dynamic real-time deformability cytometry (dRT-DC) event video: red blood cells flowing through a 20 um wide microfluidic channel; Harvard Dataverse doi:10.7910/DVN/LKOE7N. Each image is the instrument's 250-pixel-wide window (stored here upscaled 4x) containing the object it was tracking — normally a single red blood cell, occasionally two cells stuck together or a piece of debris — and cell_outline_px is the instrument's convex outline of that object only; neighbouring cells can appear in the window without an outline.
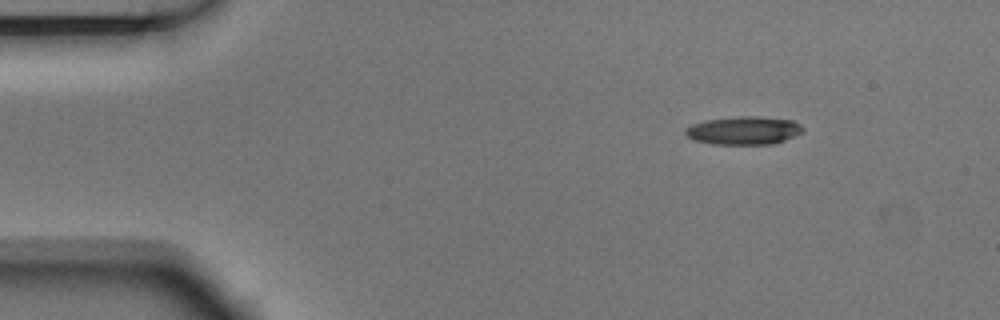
{"species": "Egyptian fruit bat (a non-hibernating species)", "species_latin": "Rousettus aegyptiacus", "temperature_condition": "room temperature", "stored_images_in_passage": 6, "camera_frame_rate_fps": 3000, "um_per_image_px": 0.085, "animal": {"sex": "male"}, "frame": {"image": 1, "passage_image": 1, "time_ms": 0.0, "image_size_px": [1000, 320], "cell_outline_px": [[804, 128], [796, 136], [772, 144], [712, 144], [696, 140], [688, 136], [684, 132], [684, 128], [692, 124], [704, 120], [740, 116], [756, 116], [792, 120], [800, 124]], "centroid_in_image_um": [63.21, 11.08], "position_along_channel_um": 21.8, "area_um2": 19.25}}
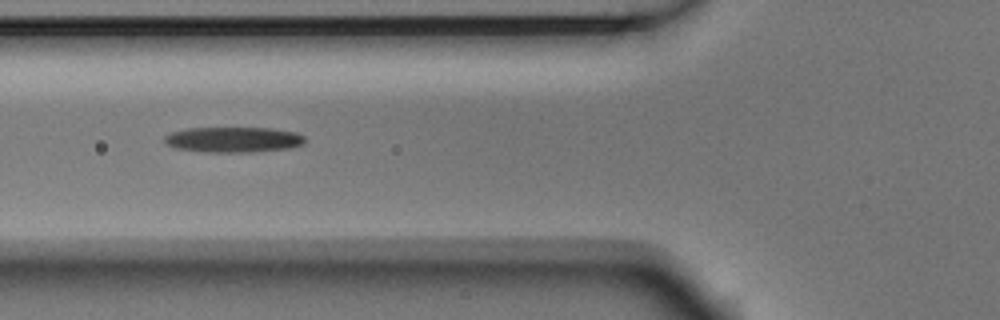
{"frame": {"image": 2, "passage_image": 4, "time_ms": 1.0, "image_size_px": [1000, 320], "cell_outline_px": [[304, 144], [288, 148], [252, 152], [204, 152], [176, 148], [164, 144], [164, 136], [172, 132], [188, 128], [272, 128], [296, 132], [304, 136]], "centroid_in_image_um": [19.82, 11.87], "position_along_channel_um": 106.0, "area_um2": 20.87}}
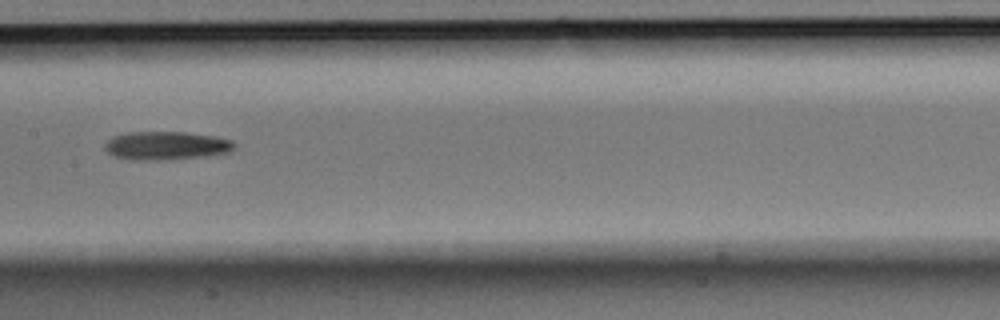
{"frame": {"image": 3, "passage_image": 6, "time_ms": 1.667, "image_size_px": [1000, 320], "cell_outline_px": [[236, 148], [228, 152], [200, 156], [160, 160], [132, 160], [112, 156], [104, 148], [104, 144], [112, 136], [128, 132], [184, 132], [216, 136], [232, 140], [236, 144]], "centroid_in_image_um": [14.1, 12.37], "position_along_channel_um": 193.3, "area_um2": 21.44}}